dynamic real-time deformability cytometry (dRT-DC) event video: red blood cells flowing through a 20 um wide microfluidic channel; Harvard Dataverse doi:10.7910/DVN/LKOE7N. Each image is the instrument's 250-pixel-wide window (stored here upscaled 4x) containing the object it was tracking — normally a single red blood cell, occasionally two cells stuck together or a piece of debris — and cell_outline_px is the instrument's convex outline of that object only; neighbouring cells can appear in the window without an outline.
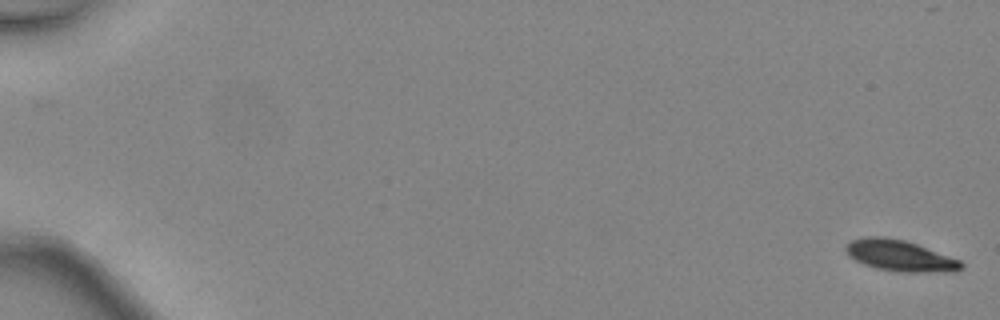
{"species": "common noctule bat (a hibernating species)", "species_latin": "Nyctalus noctula", "temperature_condition": "warm", "stored_images_in_passage": 13, "camera_frame_rate_fps": 3000, "um_per_image_px": 0.085, "animal": {"sex": "female", "body_mass_g": 24.6, "forearm_length_mm": 56.2}, "frame": {"image": 1, "passage_image": 1, "time_ms": 0.0, "image_size_px": [1000, 320], "cell_outline_px": [[964, 268], [956, 272], [896, 272], [876, 268], [864, 264], [848, 256], [844, 248], [852, 240], [868, 236], [884, 236], [904, 240], [916, 244], [960, 260], [964, 264]], "centroid_in_image_um": [76.51, 21.75], "position_along_channel_um": 8.5, "area_um2": 20.98}}
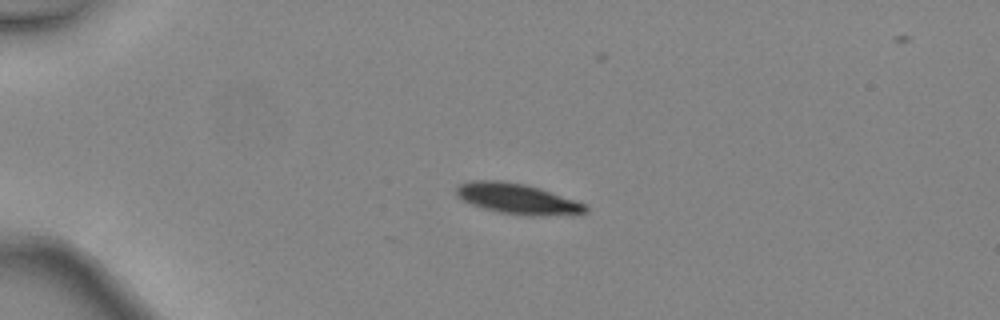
{"frame": {"image": 2, "passage_image": 13, "time_ms": 4.0, "image_size_px": [1000, 320], "cell_outline_px": [[588, 212], [544, 216], [528, 216], [496, 212], [472, 204], [456, 196], [456, 188], [460, 184], [472, 180], [500, 180], [524, 184], [540, 188], [588, 204]], "centroid_in_image_um": [44.0, 16.9], "position_along_channel_um": 41.0, "area_um2": 23.06}}